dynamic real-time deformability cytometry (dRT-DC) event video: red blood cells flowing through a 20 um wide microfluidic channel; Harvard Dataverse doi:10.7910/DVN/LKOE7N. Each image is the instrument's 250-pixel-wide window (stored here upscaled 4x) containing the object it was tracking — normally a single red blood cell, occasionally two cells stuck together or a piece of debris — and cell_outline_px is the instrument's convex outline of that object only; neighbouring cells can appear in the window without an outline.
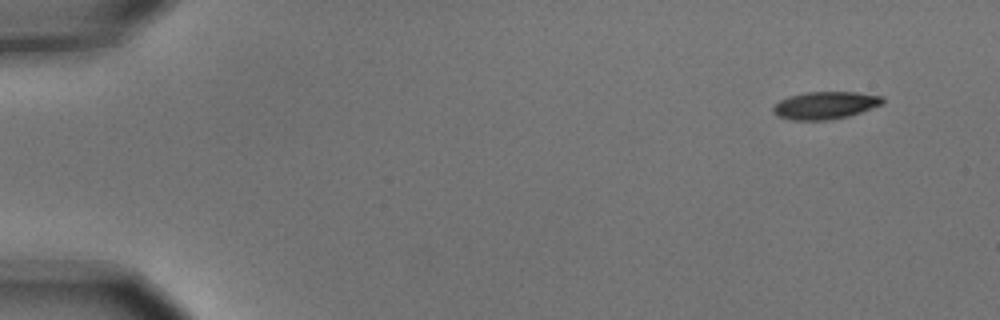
{"species": "common noctule bat (a hibernating species)", "species_latin": "Nyctalus noctula", "temperature_condition": "cold", "stored_images_in_passage": 10, "camera_frame_rate_fps": 3000, "um_per_image_px": 0.085, "animal": {"sex": "male", "body_mass_g": 15.6}, "frame": {"image": 1, "passage_image": 1, "time_ms": 0.0, "image_size_px": [1000, 320], "cell_outline_px": [[884, 104], [848, 116], [828, 120], [792, 120], [776, 116], [772, 112], [772, 108], [780, 100], [788, 96], [804, 92], [856, 92], [884, 96]], "centroid_in_image_um": [70.14, 8.95], "position_along_channel_um": 14.9, "area_um2": 17.69}}
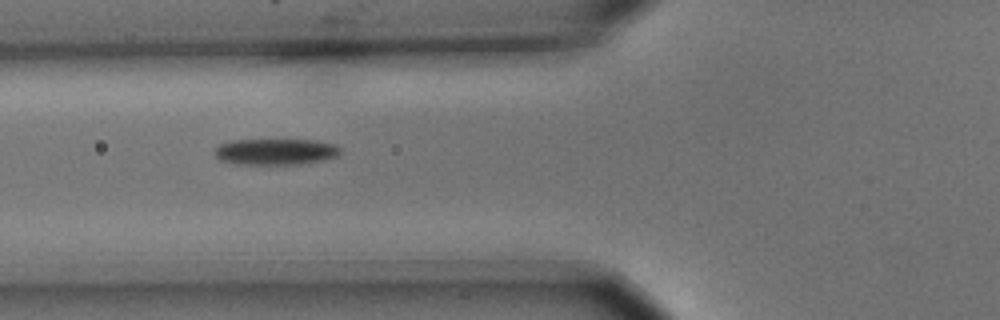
{"frame": {"image": 2, "passage_image": 6, "time_ms": 1.667, "image_size_px": [1000, 320], "cell_outline_px": [[340, 152], [336, 156], [324, 160], [300, 164], [236, 164], [220, 160], [212, 152], [220, 144], [232, 140], [316, 140], [336, 144], [340, 148]], "centroid_in_image_um": [23.42, 12.89], "position_along_channel_um": 102.4, "area_um2": 19.25}}
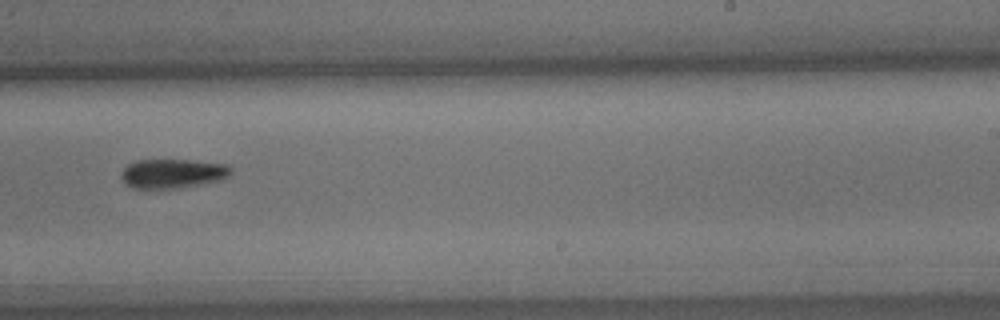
{"frame": {"image": 3, "passage_image": 10, "time_ms": 3.0, "image_size_px": [1000, 320], "cell_outline_px": [[232, 172], [224, 180], [204, 184], [180, 188], [132, 188], [120, 176], [120, 172], [128, 164], [136, 160], [192, 160], [228, 164], [232, 168]], "centroid_in_image_um": [14.73, 14.75], "position_along_channel_um": 274.3, "area_um2": 18.96}}